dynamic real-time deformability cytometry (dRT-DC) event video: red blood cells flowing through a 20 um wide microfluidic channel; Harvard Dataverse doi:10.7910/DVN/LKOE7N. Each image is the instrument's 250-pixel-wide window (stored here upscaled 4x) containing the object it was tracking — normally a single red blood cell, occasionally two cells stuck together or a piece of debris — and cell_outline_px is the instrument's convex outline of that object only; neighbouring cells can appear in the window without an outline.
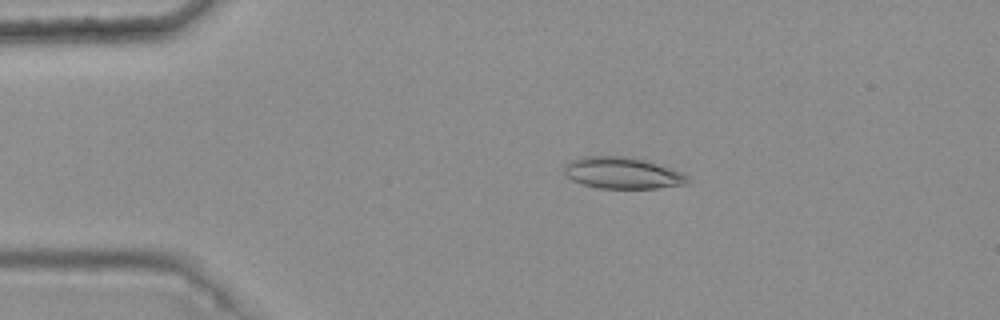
{"species": "common noctule bat (a hibernating species)", "species_latin": "Nyctalus noctula", "temperature_condition": "warm", "stored_images_in_passage": 3, "camera_frame_rate_fps": 3000, "um_per_image_px": 0.085, "animal": {"sex": "female", "body_mass_g": 25.1}, "frame": {"image": 1, "passage_image": 3, "time_ms": 0.667, "image_size_px": [1000, 320], "cell_outline_px": [[688, 184], [660, 188], [596, 188], [572, 180], [564, 172], [564, 164], [580, 156], [632, 156], [672, 168], [684, 172], [688, 176]], "centroid_in_image_um": [52.94, 14.69], "position_along_channel_um": 32.1, "area_um2": 22.95}}